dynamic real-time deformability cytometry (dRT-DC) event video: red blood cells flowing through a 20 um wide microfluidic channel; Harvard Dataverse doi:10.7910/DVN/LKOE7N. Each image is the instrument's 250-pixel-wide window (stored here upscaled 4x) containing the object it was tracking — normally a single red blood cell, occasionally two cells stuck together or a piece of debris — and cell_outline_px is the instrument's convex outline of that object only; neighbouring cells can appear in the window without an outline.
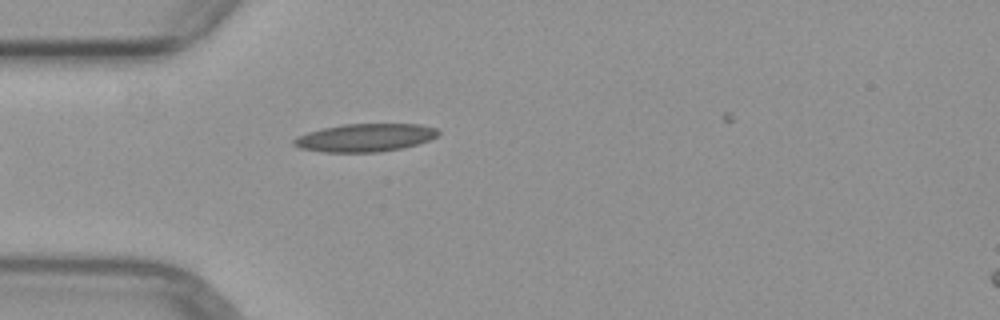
{"species": "common noctule bat (a hibernating species)", "species_latin": "Nyctalus noctula", "temperature_condition": "warm", "stored_images_in_passage": 2, "camera_frame_rate_fps": 3000, "um_per_image_px": 0.085, "animal": {"sex": "female", "body_mass_g": 29.2, "forearm_length_mm": 56.3}, "frame": {"image": 1, "passage_image": 1, "time_ms": 0.0, "image_size_px": [1000, 320], "cell_outline_px": [[440, 132], [436, 136], [428, 140], [416, 144], [400, 148], [380, 152], [324, 152], [300, 148], [292, 144], [292, 140], [296, 136], [308, 132], [324, 128], [344, 124], [420, 124], [436, 128]], "centroid_in_image_um": [31.0, 11.7], "position_along_channel_um": 54.0, "area_um2": 23.41}}